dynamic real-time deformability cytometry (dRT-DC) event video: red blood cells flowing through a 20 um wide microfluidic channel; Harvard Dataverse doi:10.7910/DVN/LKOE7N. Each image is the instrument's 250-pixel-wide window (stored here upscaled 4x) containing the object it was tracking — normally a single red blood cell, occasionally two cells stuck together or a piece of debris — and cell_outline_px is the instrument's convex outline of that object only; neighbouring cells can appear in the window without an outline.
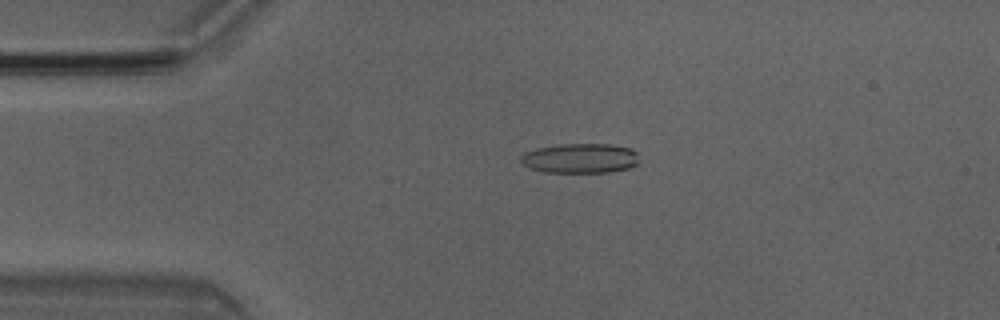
{"species": "Egyptian fruit bat (a non-hibernating species)", "species_latin": "Rousettus aegyptiacus", "temperature_condition": "room temperature", "stored_images_in_passage": 3, "camera_frame_rate_fps": 3000, "um_per_image_px": 0.085, "animal": {"sex": "male"}, "frame": {"image": 1, "passage_image": 3, "time_ms": 0.667, "image_size_px": [1000, 320], "cell_outline_px": [[636, 164], [628, 168], [608, 172], [544, 172], [528, 168], [520, 160], [520, 156], [524, 152], [536, 148], [564, 144], [608, 144], [632, 148], [636, 152]], "centroid_in_image_um": [49.27, 13.45], "position_along_channel_um": 35.7, "area_um2": 20.4}}